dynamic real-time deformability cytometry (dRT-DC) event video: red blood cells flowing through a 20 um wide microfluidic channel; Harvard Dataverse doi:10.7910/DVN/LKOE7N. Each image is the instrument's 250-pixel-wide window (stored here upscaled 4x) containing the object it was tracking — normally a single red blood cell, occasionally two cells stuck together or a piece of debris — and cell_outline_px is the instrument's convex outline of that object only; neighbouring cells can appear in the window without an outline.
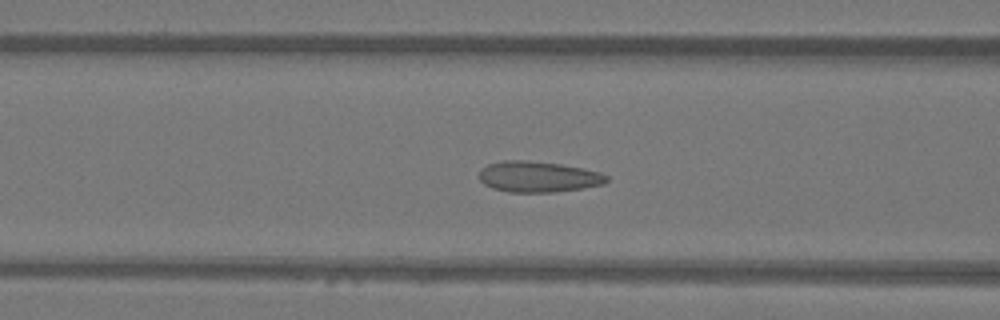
{"species": "Egyptian fruit bat (a non-hibernating species)", "species_latin": "Rousettus aegyptiacus", "temperature_condition": "warm", "stored_images_in_passage": 52, "camera_frame_rate_fps": 3000, "um_per_image_px": 0.085, "animal": {"sex": "female"}, "frame": {"image": 1, "passage_image": 21, "time_ms": 6.667, "image_size_px": [1000, 320], "cell_outline_px": [[608, 180], [604, 184], [556, 192], [508, 192], [492, 188], [484, 184], [480, 180], [480, 168], [488, 164], [504, 160], [524, 160], [560, 164], [600, 172], [608, 176]], "centroid_in_image_um": [45.72, 15.02], "position_along_channel_um": 120.9, "area_um2": 22.83}}
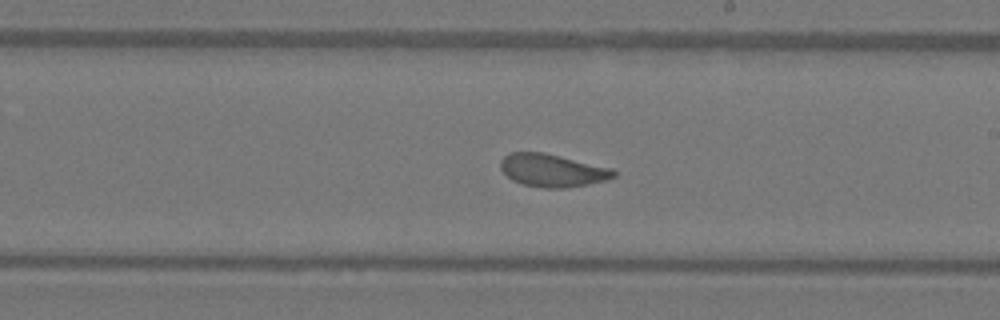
{"frame": {"image": 2, "passage_image": 30, "time_ms": 9.667, "image_size_px": [1000, 320], "cell_outline_px": [[616, 176], [604, 180], [588, 184], [564, 188], [544, 188], [524, 184], [512, 180], [500, 168], [500, 160], [508, 152], [544, 152], [612, 168], [616, 172]], "centroid_in_image_um": [46.93, 14.47], "position_along_channel_um": 242.1, "area_um2": 21.56}}
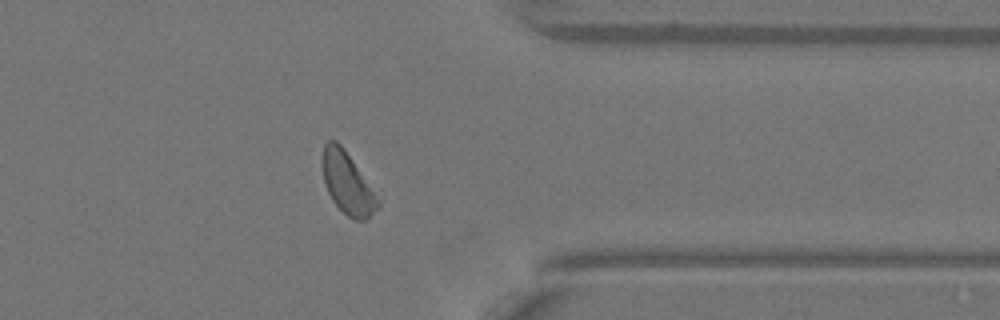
{"frame": {"image": 3, "passage_image": 41, "time_ms": 13.333, "image_size_px": [1000, 320], "cell_outline_px": [[380, 208], [364, 220], [352, 220], [332, 200], [324, 184], [324, 144], [328, 140], [336, 140], [344, 148], [380, 200]], "centroid_in_image_um": [29.56, 15.61], "position_along_channel_um": 381.8, "area_um2": 19.48}, "authors_computed_cell_mechanics": {"area_um2": 21.9062, "velocity_mm_per_s": 4.0505, "shape_relaxation_time_tau1_ms": 6.9559, "shape_relaxation_time_tau2_ms": 0.8123, "deformation_change_tau1": 0.1667, "deformation_change_tau2": 0.0662}}